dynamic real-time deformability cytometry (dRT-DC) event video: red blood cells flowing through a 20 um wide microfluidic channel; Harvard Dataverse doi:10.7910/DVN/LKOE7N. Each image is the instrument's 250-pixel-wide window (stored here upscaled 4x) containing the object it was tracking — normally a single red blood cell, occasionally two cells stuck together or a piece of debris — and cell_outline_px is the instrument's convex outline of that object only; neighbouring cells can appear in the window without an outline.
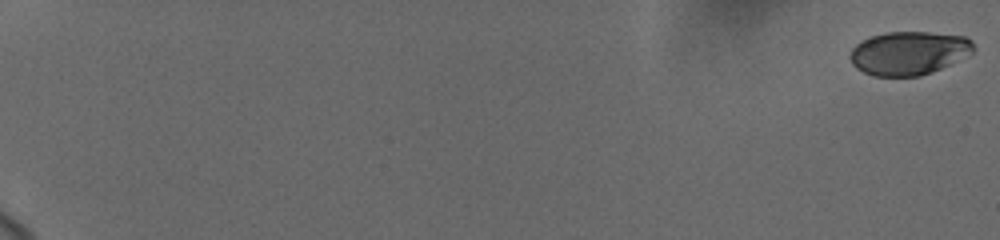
{"species": "human", "species_latin": "Homo sapiens", "temperature_condition": "cold", "stored_images_in_passage": 62, "camera_frame_rate_fps": 3000, "um_per_image_px": 0.085, "donor": {"sex": "female"}, "frame": {"image": 1, "passage_image": 1, "time_ms": 0.0, "image_size_px": [1000, 240], "cell_outline_px": [[976, 48], [972, 52], [932, 72], [920, 76], [872, 76], [856, 68], [852, 64], [848, 56], [852, 48], [856, 44], [872, 36], [888, 32], [928, 32], [964, 36], [972, 40]], "centroid_in_image_um": [77.22, 4.51], "position_along_channel_um": 7.8, "area_um2": 31.15}}
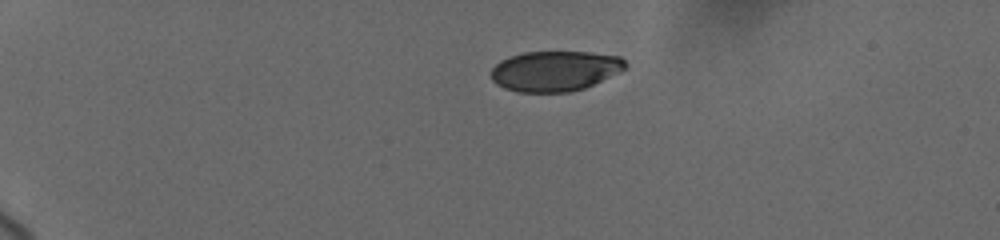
{"frame": {"image": 2, "passage_image": 38, "time_ms": 5.0, "image_size_px": [1000, 240], "cell_outline_px": [[628, 64], [620, 72], [584, 88], [568, 92], [516, 92], [504, 88], [496, 84], [492, 80], [492, 68], [500, 60], [508, 56], [524, 52], [588, 52], [620, 56]], "centroid_in_image_um": [47.15, 6.03], "position_along_channel_um": 37.8, "area_um2": 31.56}}
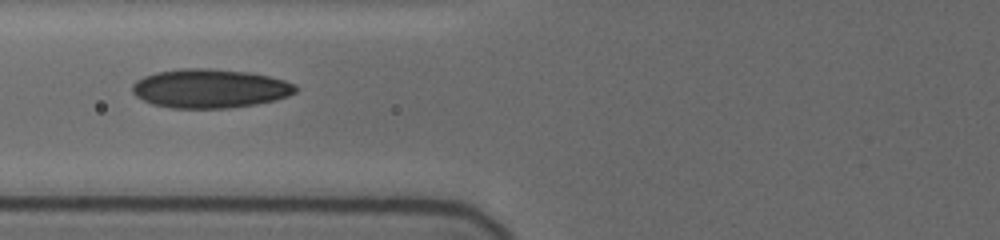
{"frame": {"image": 3, "passage_image": 61, "time_ms": 9.0, "image_size_px": [1000, 240], "cell_outline_px": [[296, 92], [288, 96], [276, 100], [256, 104], [228, 108], [172, 108], [152, 104], [136, 96], [132, 92], [132, 84], [136, 80], [144, 76], [156, 72], [180, 68], [212, 68], [248, 72], [268, 76], [284, 80], [296, 84]], "centroid_in_image_um": [17.83, 7.52], "position_along_channel_um": 108.0, "area_um2": 37.22}}